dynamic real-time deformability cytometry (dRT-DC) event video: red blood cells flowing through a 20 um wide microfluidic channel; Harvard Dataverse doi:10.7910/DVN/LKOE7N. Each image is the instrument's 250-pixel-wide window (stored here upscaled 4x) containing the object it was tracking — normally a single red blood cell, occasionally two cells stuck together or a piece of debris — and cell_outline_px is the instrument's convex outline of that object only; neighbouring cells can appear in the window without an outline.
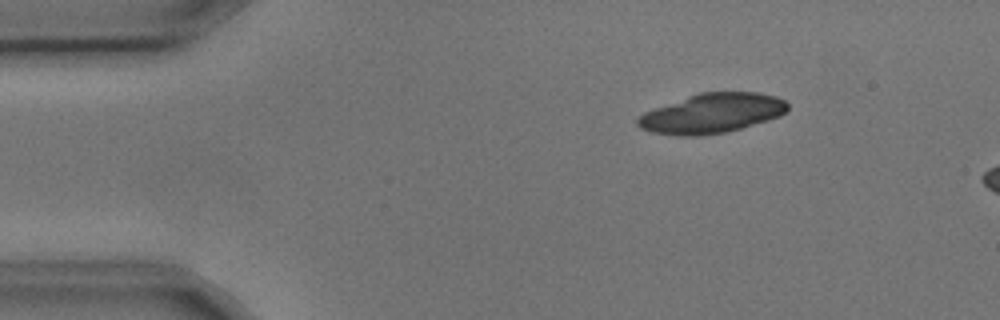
{"species": "common noctule bat (a hibernating species)", "species_latin": "Nyctalus noctula", "temperature_condition": "cold", "stored_images_in_passage": 3, "camera_frame_rate_fps": 3000, "um_per_image_px": 0.085, "animal": {"sex": "male", "body_mass_g": 17.9, "forearm_length_mm": 54.2}, "frame": {"image": 1, "passage_image": 1, "time_ms": 0.0, "image_size_px": [1000, 320], "cell_outline_px": [[788, 108], [780, 116], [740, 128], [724, 132], [700, 136], [676, 136], [652, 132], [640, 128], [636, 124], [636, 120], [644, 112], [688, 96], [700, 92], [756, 92], [776, 96], [784, 100], [788, 104]], "centroid_in_image_um": [60.49, 9.63], "position_along_channel_um": 24.5, "area_um2": 34.39}}